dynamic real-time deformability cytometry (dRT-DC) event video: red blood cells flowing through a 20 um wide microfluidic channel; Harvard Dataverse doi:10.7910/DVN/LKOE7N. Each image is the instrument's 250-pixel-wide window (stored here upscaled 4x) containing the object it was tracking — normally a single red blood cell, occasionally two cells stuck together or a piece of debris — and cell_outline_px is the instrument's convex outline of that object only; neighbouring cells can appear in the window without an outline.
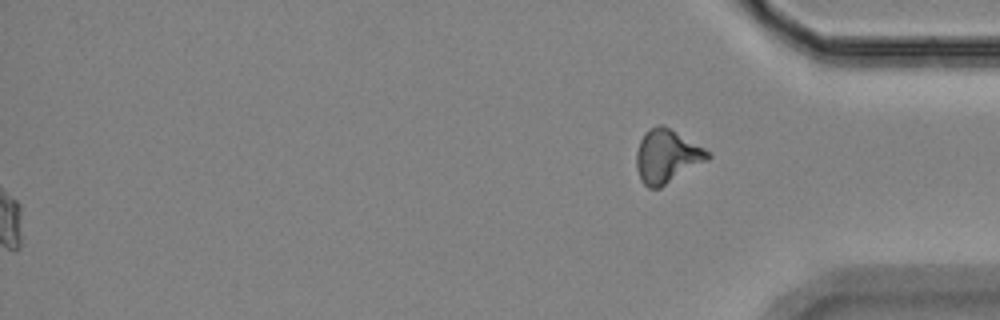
{"species": "Egyptian fruit bat (a non-hibernating species)", "species_latin": "Rousettus aegyptiacus", "temperature_condition": "room temperature", "stored_images_in_passage": 58, "segment_of_instrument_passage": [2, 2], "camera_frame_rate_fps": 3000, "um_per_image_px": 0.085, "animal": {"sex": "female"}, "frame": {"image": 1, "passage_image": 58, "time_ms": 19.0, "image_size_px": [1000, 320], "cell_outline_px": [[712, 156], [708, 160], [660, 188], [648, 188], [640, 180], [636, 168], [636, 152], [640, 140], [644, 132], [660, 124], [668, 128], [712, 152]], "centroid_in_image_um": [56.68, 13.31], "position_along_channel_um": 378.5, "area_um2": 22.14}}